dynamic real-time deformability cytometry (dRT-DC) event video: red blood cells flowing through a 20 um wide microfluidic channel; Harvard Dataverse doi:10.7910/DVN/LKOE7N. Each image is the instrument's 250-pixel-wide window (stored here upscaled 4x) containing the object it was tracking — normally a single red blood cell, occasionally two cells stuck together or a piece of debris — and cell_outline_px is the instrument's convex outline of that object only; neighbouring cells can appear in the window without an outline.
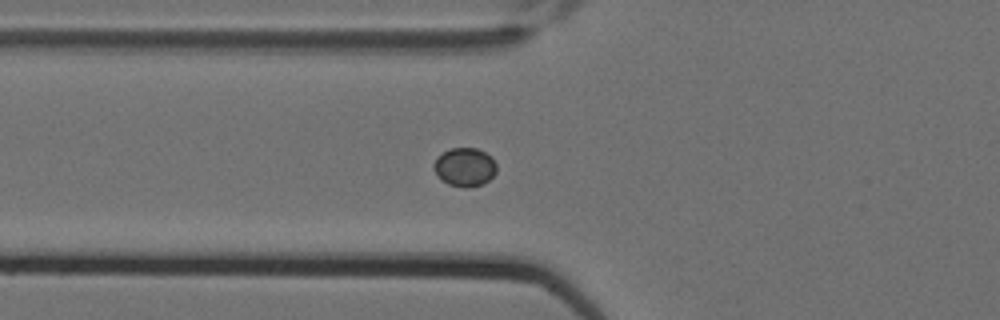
{"species": "Egyptian fruit bat (a non-hibernating species)", "species_latin": "Rousettus aegyptiacus", "temperature_condition": "cold", "stored_images_in_passage": 6, "camera_frame_rate_fps": 3000, "um_per_image_px": 0.085, "animal": {"sex": "female"}, "frame": {"image": 1, "passage_image": 6, "time_ms": 1.667, "image_size_px": [1000, 320], "cell_outline_px": [[552, 288], [548, 288], [280, 272], [444, 264], [504, 272], [528, 276], [540, 280]], "centroid_in_image_um": [37.21, 23.37], "position_along_channel_um": 88.6, "area_um2": 20.52}}